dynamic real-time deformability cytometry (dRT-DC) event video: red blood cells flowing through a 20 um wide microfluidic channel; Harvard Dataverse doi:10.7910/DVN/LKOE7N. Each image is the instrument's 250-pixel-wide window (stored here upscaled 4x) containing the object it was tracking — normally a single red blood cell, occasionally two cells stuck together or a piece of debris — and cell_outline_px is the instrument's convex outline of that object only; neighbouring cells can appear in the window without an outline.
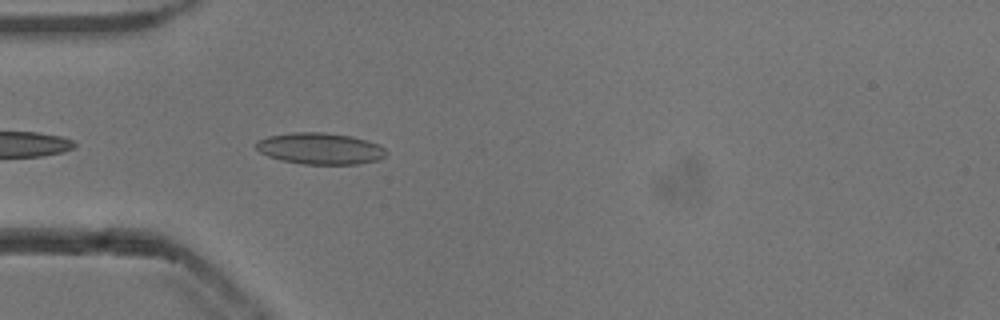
{"species": "common noctule bat (a hibernating species)", "species_latin": "Nyctalus noctula", "temperature_condition": "cold", "stored_images_in_passage": 16, "camera_frame_rate_fps": 3000, "um_per_image_px": 0.085, "animal": {"sex": "male", "body_mass_g": 13.3}, "frame": {"image": 1, "passage_image": 3, "time_ms": 0.667, "image_size_px": [1000, 320], "cell_outline_px": [[388, 152], [380, 160], [360, 164], [304, 164], [280, 160], [268, 156], [260, 152], [256, 148], [256, 144], [260, 140], [268, 136], [292, 132], [324, 132], [352, 136], [380, 144]], "centroid_in_image_um": [27.25, 12.63], "position_along_channel_um": 57.7, "area_um2": 23.99}}